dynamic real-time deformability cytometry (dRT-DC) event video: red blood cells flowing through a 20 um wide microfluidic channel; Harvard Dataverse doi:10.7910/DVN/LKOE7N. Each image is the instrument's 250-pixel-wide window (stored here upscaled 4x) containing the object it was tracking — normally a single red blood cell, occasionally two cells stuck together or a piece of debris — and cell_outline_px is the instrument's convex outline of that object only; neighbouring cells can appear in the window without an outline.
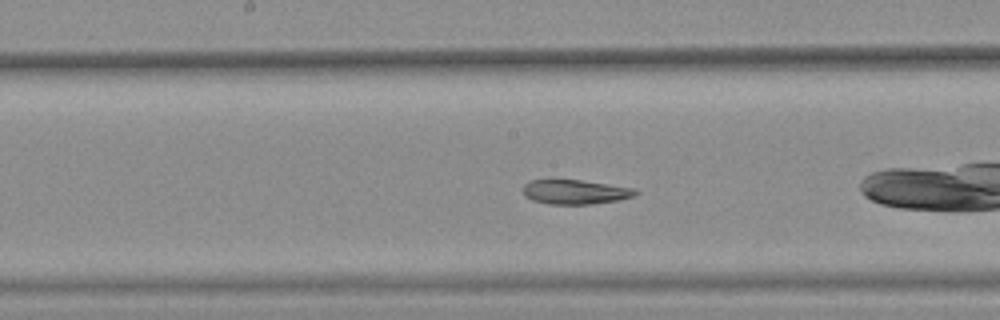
{"species": "common noctule bat (a hibernating species)", "species_latin": "Nyctalus noctula", "temperature_condition": "warm", "stored_images_in_passage": 42, "camera_frame_rate_fps": 3000, "um_per_image_px": 0.085, "animal": {"sex": "female", "body_mass_g": 25.1}, "frame": {"image": 1, "passage_image": 24, "time_ms": 7.667, "image_size_px": [1000, 320], "cell_outline_px": [[640, 192], [632, 196], [620, 200], [592, 204], [548, 204], [532, 200], [524, 196], [524, 184], [532, 180], [580, 180], [636, 188]], "centroid_in_image_um": [48.92, 16.32], "position_along_channel_um": 199.3, "area_um2": 16.01}, "authors_computed_cell_mechanics": {"area_um2": 17.5134, "velocity_mm_per_s": 3.7923, "shape_relaxation_time_tau1_ms": null, "shape_relaxation_time_tau2_ms": 3.4605, "deformation_change_tau1": null, "deformation_change_tau2": 0.0998}}